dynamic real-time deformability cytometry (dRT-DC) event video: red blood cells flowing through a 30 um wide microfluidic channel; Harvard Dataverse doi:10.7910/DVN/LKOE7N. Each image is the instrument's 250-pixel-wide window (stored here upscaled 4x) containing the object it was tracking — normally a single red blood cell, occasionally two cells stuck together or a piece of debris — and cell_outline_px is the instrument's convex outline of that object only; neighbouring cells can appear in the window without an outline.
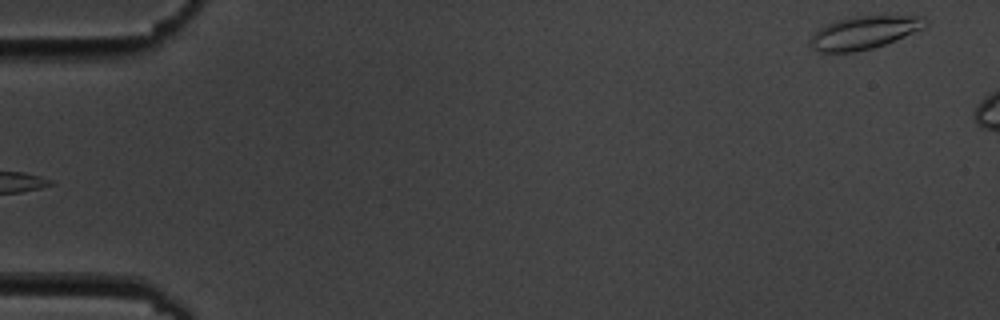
{"species": "common noctule bat (a hibernating species)", "species_latin": "Nyctalus noctula", "temperature_condition": "cold", "stored_images_in_passage": 6, "segment_of_instrument_passage": [2, 2], "camera_frame_rate_fps": 3000, "um_per_image_px": 0.085, "animal": {"sex": "male", "body_mass_g": 19.5, "forearm_length_mm": 54.6}, "frame": {"image": 1, "passage_image": 6, "time_ms": 5.667, "image_size_px": [1000, 320], "cell_outline_px": [[928, 20], [924, 28], [896, 40], [872, 48], [852, 52], [820, 52], [812, 48], [808, 40], [820, 28], [828, 24], [848, 16], [920, 16]], "centroid_in_image_um": [73.44, 2.77], "position_along_channel_um": 11.6, "area_um2": 21.91}}